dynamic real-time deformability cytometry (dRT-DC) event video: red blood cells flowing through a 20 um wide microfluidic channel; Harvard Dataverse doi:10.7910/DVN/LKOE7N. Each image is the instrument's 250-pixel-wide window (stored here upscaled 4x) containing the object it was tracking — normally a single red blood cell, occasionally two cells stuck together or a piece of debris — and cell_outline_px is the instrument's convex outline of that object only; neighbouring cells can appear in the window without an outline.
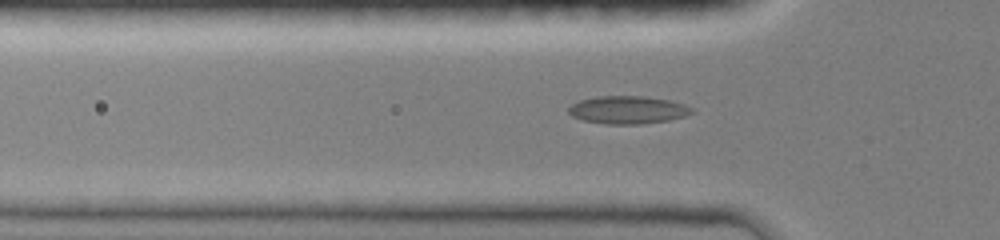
{"species": "common noctule bat (a hibernating species)", "species_latin": "Nyctalus noctula", "temperature_condition": "room temperature", "stored_images_in_passage": 47, "camera_frame_rate_fps": 3000, "um_per_image_px": 0.085, "animal": {"sex": "female", "body_mass_g": 19.0, "forearm_length_mm": 51.5}, "frame": {"image": 1, "passage_image": 15, "time_ms": 4.667, "image_size_px": [1000, 240], "cell_outline_px": [[696, 112], [684, 116], [668, 120], [644, 124], [604, 124], [584, 120], [572, 116], [568, 112], [568, 108], [572, 104], [580, 100], [596, 96], [644, 96], [668, 100], [684, 104], [692, 108]], "centroid_in_image_um": [53.37, 9.34], "position_along_channel_um": 72.4, "area_um2": 20.0}}
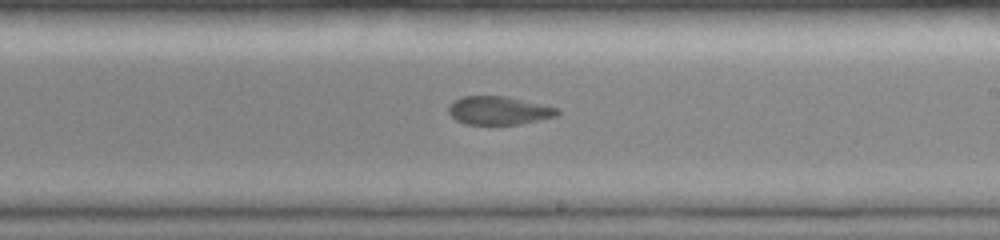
{"frame": {"image": 2, "passage_image": 28, "time_ms": 9.0, "image_size_px": [1000, 240], "cell_outline_px": [[560, 112], [556, 116], [520, 124], [464, 124], [456, 120], [448, 112], [448, 104], [452, 100], [460, 96], [504, 96], [560, 108]], "centroid_in_image_um": [42.35, 9.38], "position_along_channel_um": 246.6, "area_um2": 18.03}}
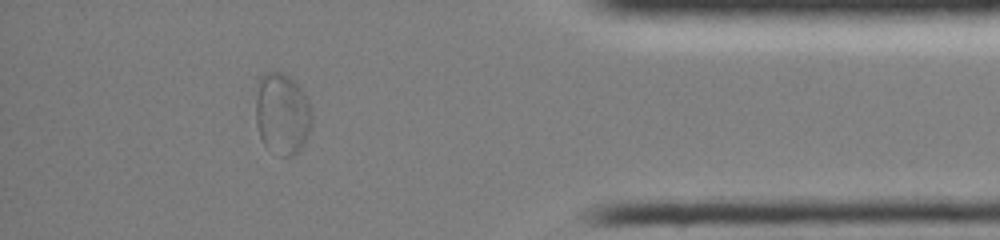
{"frame": {"image": 3, "passage_image": 42, "time_ms": 13.667, "image_size_px": [1000, 240], "cell_outline_px": [[312, 124], [300, 148], [292, 156], [280, 156], [268, 148], [264, 144], [260, 136], [256, 124], [256, 80], [264, 72], [284, 72], [304, 92], [312, 108]], "centroid_in_image_um": [23.96, 9.63], "position_along_channel_um": 411.2, "area_um2": 26.88}}